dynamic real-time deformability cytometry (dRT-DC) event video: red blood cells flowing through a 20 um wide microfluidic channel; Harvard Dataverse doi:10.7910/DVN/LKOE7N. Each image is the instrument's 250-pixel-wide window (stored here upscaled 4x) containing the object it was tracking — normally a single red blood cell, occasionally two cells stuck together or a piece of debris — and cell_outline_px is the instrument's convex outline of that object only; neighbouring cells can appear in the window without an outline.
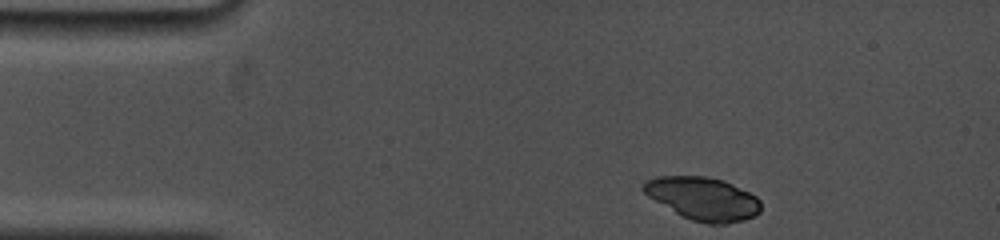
{"species": "common noctule bat (a hibernating species)", "species_latin": "Nyctalus noctula", "temperature_condition": "cold", "stored_images_in_passage": 16, "camera_frame_rate_fps": 5000, "um_per_image_px": 0.085, "animal": {"sex": "female", "body_mass_g": 19.0, "forearm_length_mm": 53.3}, "frame": {"image": 1, "passage_image": 1, "time_ms": 0.0, "image_size_px": [1000, 240], "cell_outline_px": [[760, 212], [756, 216], [744, 220], [728, 224], [708, 224], [692, 220], [676, 212], [648, 196], [640, 188], [644, 180], [656, 176], [708, 176], [724, 180], [756, 196], [760, 200]], "centroid_in_image_um": [59.76, 16.87], "position_along_channel_um": 25.2, "area_um2": 29.48}}